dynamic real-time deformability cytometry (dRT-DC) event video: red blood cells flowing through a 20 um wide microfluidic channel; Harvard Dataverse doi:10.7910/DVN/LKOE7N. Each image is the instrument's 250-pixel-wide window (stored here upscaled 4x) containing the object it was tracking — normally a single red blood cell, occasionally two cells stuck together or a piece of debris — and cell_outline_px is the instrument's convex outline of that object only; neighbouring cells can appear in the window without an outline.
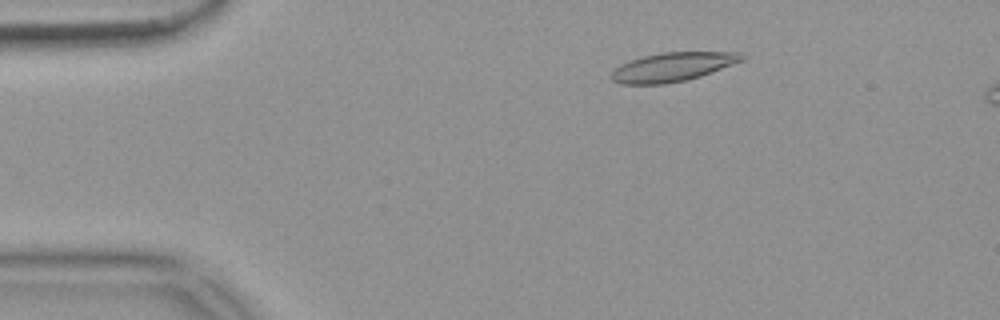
{"species": "common noctule bat (a hibernating species)", "species_latin": "Nyctalus noctula", "temperature_condition": "warm", "stored_images_in_passage": 56, "segment_of_instrument_passage": [1, 2], "camera_frame_rate_fps": 3000, "um_per_image_px": 0.085, "animal": {"sex": "female", "body_mass_g": 18.4}, "frame": {"image": 1, "passage_image": 9, "time_ms": 2.667, "image_size_px": [1000, 320], "cell_outline_px": [[744, 60], [700, 76], [684, 80], [664, 84], [620, 84], [612, 80], [608, 76], [620, 64], [644, 56], [664, 52], [740, 52], [744, 56]], "centroid_in_image_um": [57.14, 5.69], "position_along_channel_um": 27.9, "area_um2": 21.79}}
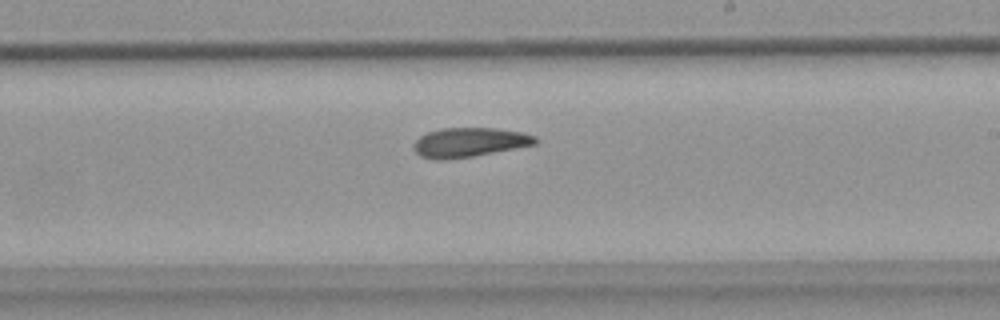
{"frame": {"image": 2, "passage_image": 32, "time_ms": 10.333, "image_size_px": [1000, 320], "cell_outline_px": [[540, 140], [536, 144], [472, 156], [448, 160], [432, 160], [420, 156], [412, 148], [412, 144], [420, 136], [428, 132], [440, 128], [492, 128], [520, 132], [536, 136]], "centroid_in_image_um": [39.84, 12.11], "position_along_channel_um": 249.2, "area_um2": 20.87}}
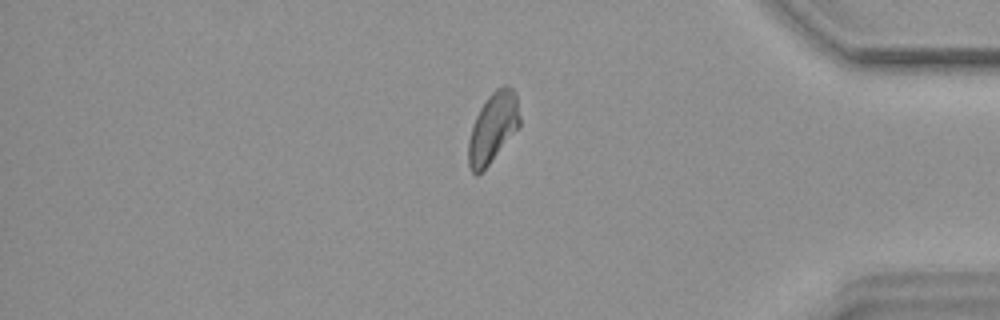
{"frame": {"image": 3, "passage_image": 46, "time_ms": 15.0, "image_size_px": [1000, 320], "cell_outline_px": [[520, 128], [488, 164], [476, 176], [472, 172], [468, 164], [468, 140], [472, 124], [480, 108], [488, 96], [496, 88], [504, 84], [508, 84], [512, 88], [516, 96], [520, 116]], "centroid_in_image_um": [41.9, 10.83], "position_along_channel_um": 393.3, "area_um2": 21.04}}